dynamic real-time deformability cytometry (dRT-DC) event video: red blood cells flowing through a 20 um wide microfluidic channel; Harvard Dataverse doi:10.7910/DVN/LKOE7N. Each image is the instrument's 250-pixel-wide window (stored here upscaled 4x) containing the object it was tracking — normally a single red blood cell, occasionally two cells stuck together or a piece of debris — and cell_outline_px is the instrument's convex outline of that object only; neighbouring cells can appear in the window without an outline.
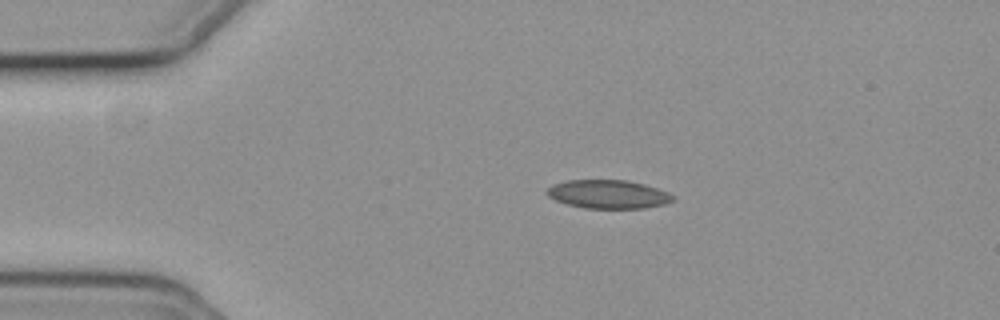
{"species": "common noctule bat (a hibernating species)", "species_latin": "Nyctalus noctula", "temperature_condition": "cold", "stored_images_in_passage": 39, "camera_frame_rate_fps": 3000, "um_per_image_px": 0.085, "animal": {"sex": "female", "body_mass_g": 19.3, "forearm_length_mm": 54.1}, "frame": {"image": 1, "passage_image": 1, "time_ms": 0.0, "image_size_px": [1000, 320], "cell_outline_px": [[676, 200], [664, 204], [644, 208], [584, 208], [568, 204], [556, 200], [548, 196], [544, 192], [552, 184], [568, 180], [624, 180], [644, 184], [668, 192], [676, 196]], "centroid_in_image_um": [51.71, 16.51], "position_along_channel_um": 33.3, "area_um2": 20.98}}
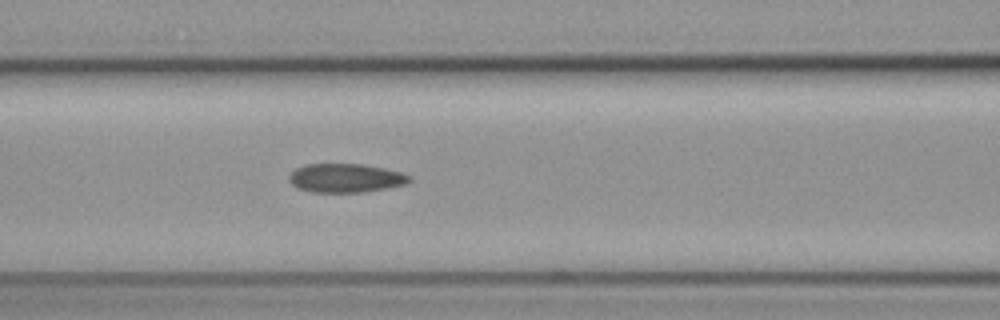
{"frame": {"image": 2, "passage_image": 13, "time_ms": 4.0, "image_size_px": [1000, 320], "cell_outline_px": [[412, 180], [408, 184], [360, 192], [312, 192], [296, 188], [288, 180], [288, 176], [296, 168], [304, 164], [364, 164], [384, 168], [400, 172], [412, 176]], "centroid_in_image_um": [29.37, 15.13], "position_along_channel_um": 137.2, "area_um2": 20.29}}
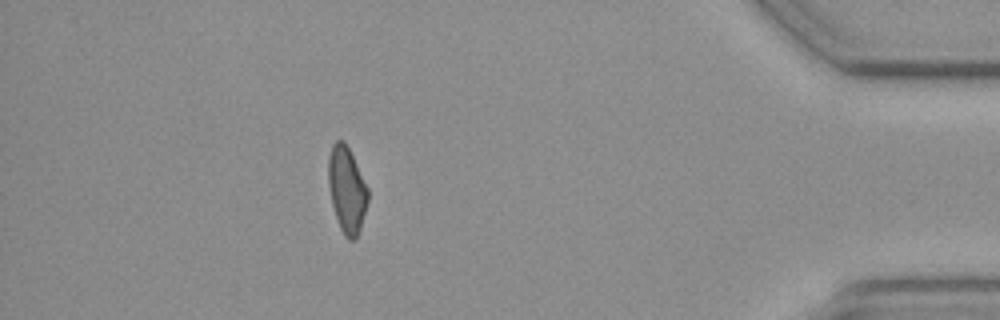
{"frame": {"image": 3, "passage_image": 39, "time_ms": 12.667, "image_size_px": [1000, 320], "cell_outline_px": [[368, 200], [360, 228], [356, 240], [348, 240], [344, 236], [340, 228], [332, 204], [328, 184], [328, 156], [332, 144], [336, 140], [344, 140], [368, 188]], "centroid_in_image_um": [29.46, 16.13], "position_along_channel_um": 405.7, "area_um2": 19.71}, "authors_computed_cell_mechanics": {"area_um2": 20.4612, "velocity_mm_per_s": 3.7162, "shape_relaxation_time_tau1_ms": null, "shape_relaxation_time_tau2_ms": 3.634, "deformation_change_tau1": null, "deformation_change_tau2": 0.0961}}